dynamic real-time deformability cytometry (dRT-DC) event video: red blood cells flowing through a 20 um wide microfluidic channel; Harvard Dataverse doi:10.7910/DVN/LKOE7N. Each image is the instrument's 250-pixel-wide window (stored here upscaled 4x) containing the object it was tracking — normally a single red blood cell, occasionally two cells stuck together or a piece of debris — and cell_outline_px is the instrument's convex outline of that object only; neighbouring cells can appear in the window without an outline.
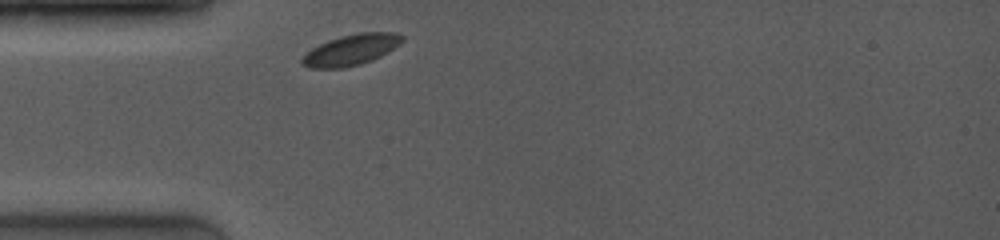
{"species": "common noctule bat (a hibernating species)", "species_latin": "Nyctalus noctula", "temperature_condition": "room temperature", "stored_images_in_passage": 20, "camera_frame_rate_fps": 4000, "um_per_image_px": 0.085, "animal": {"sex": "female", "body_mass_g": 19.0, "forearm_length_mm": 53.3}, "frame": {"image": 1, "passage_image": 1, "time_ms": 0.0, "image_size_px": [1000, 240], "cell_outline_px": [[404, 40], [400, 44], [388, 52], [372, 60], [360, 64], [344, 68], [308, 68], [300, 64], [300, 60], [312, 48], [328, 40], [340, 36], [360, 32], [392, 32], [404, 36]], "centroid_in_image_um": [29.84, 4.24], "position_along_channel_um": 55.2, "area_um2": 18.03}}
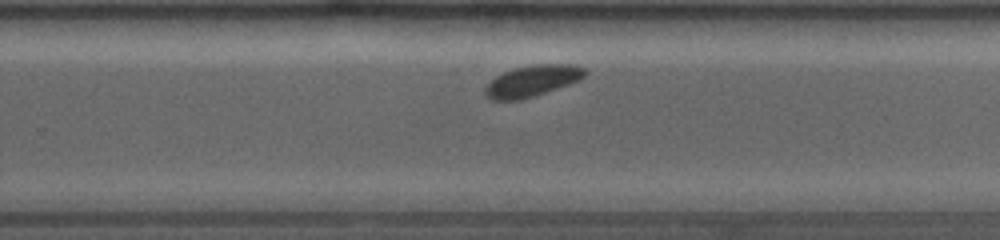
{"frame": {"image": 2, "passage_image": 11, "time_ms": 6.0, "image_size_px": [1000, 240], "cell_outline_px": [[588, 72], [584, 76], [568, 84], [520, 100], [492, 100], [484, 92], [484, 88], [496, 76], [504, 72], [516, 68], [532, 64], [572, 64], [588, 68]], "centroid_in_image_um": [45.26, 6.86], "position_along_channel_um": 284.5, "area_um2": 17.86}}
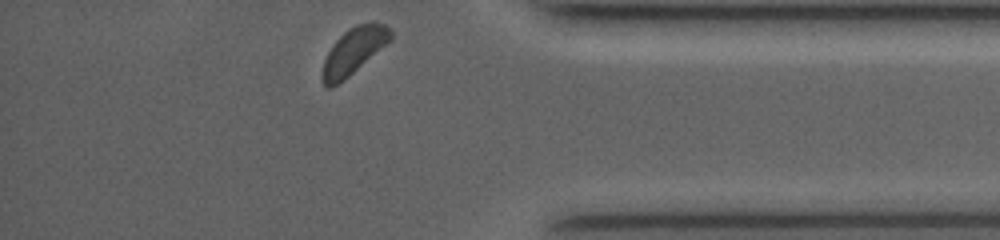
{"frame": {"image": 3, "passage_image": 20, "time_ms": 9.25, "image_size_px": [1000, 240], "cell_outline_px": [[392, 40], [344, 80], [332, 88], [328, 88], [324, 84], [320, 76], [324, 60], [328, 52], [336, 40], [348, 28], [356, 24], [372, 20], [376, 20], [384, 24], [392, 32]], "centroid_in_image_um": [30.07, 4.31], "position_along_channel_um": 405.1, "area_um2": 18.73}, "authors_computed_cell_mechanics": {"area_um2": 18.0047, "velocity_mm_per_s": 3.9436, "shape_relaxation_time_tau1_ms": 0.831, "shape_relaxation_time_tau2_ms": null, "deformation_change_tau1": 0.0213, "deformation_change_tau2": null}}